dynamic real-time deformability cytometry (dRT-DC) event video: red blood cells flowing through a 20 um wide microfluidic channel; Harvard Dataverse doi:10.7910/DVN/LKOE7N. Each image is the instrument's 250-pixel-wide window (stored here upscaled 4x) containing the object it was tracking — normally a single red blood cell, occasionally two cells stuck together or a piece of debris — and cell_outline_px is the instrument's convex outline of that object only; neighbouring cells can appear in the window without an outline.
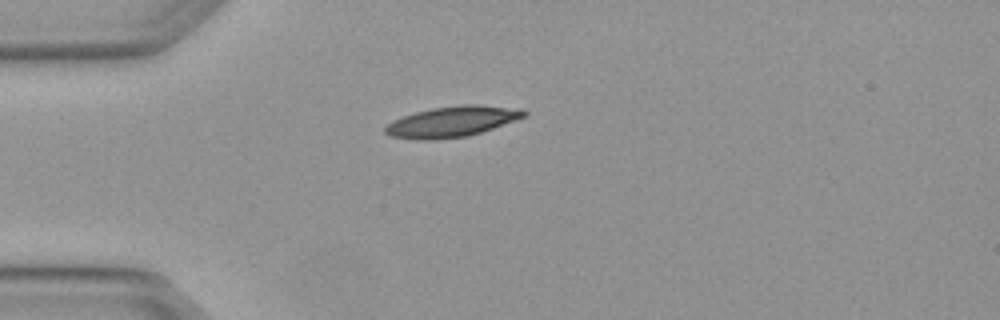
{"species": "Egyptian fruit bat (a non-hibernating species)", "species_latin": "Rousettus aegyptiacus", "temperature_condition": "warm", "stored_images_in_passage": 2, "camera_frame_rate_fps": 3000, "um_per_image_px": 0.085, "animal": {"sex": "female"}, "frame": {"image": 1, "passage_image": 1, "time_ms": 0.0, "image_size_px": [1000, 320], "cell_outline_px": [[528, 116], [468, 136], [436, 140], [416, 140], [392, 136], [384, 132], [384, 128], [392, 120], [416, 112], [432, 108], [460, 104], [476, 104], [524, 108], [528, 112]], "centroid_in_image_um": [38.47, 10.32], "position_along_channel_um": 46.5, "area_um2": 25.03}}